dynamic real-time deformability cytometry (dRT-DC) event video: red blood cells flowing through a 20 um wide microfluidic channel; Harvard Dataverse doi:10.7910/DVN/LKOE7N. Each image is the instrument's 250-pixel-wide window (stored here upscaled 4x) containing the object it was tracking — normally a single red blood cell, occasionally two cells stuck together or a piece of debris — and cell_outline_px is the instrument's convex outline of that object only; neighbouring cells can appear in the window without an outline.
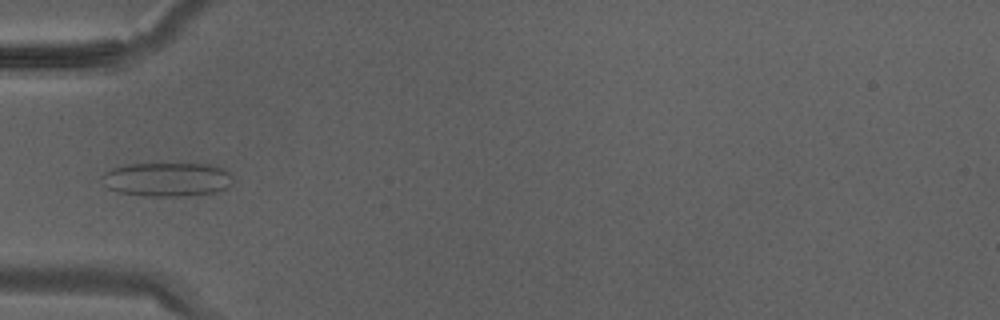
{"species": "Egyptian fruit bat (a non-hibernating species)", "species_latin": "Rousettus aegyptiacus", "temperature_condition": "warm", "stored_images_in_passage": 24, "camera_frame_rate_fps": 3000, "um_per_image_px": 0.085, "animal": {"sex": "male"}, "frame": {"image": 1, "passage_image": 1, "time_ms": 0.0, "image_size_px": [1000, 320], "cell_outline_px": [[232, 184], [228, 188], [216, 192], [184, 196], [144, 196], [120, 192], [108, 188], [100, 176], [104, 172], [112, 168], [124, 164], [212, 164], [224, 168], [232, 176]], "centroid_in_image_um": [14.22, 15.24], "position_along_channel_um": 70.8, "area_um2": 26.13}}
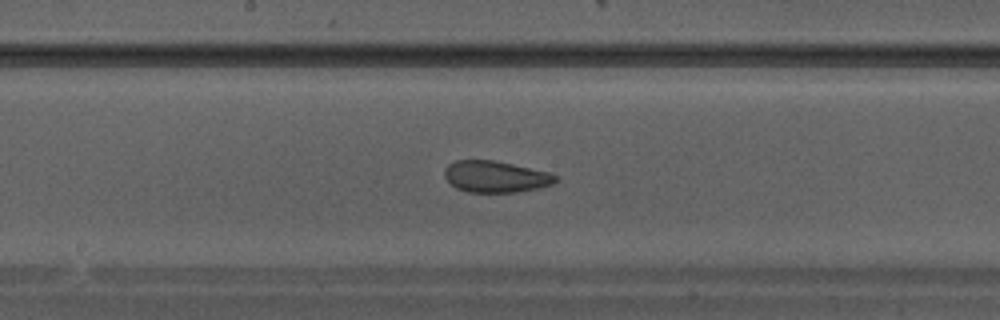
{"frame": {"image": 2, "passage_image": 8, "time_ms": 2.333, "image_size_px": [1000, 320], "cell_outline_px": [[560, 180], [552, 184], [540, 188], [516, 192], [468, 192], [456, 188], [444, 176], [444, 168], [448, 164], [456, 160], [492, 160], [512, 164], [548, 172], [560, 176]], "centroid_in_image_um": [42.15, 15.02], "position_along_channel_um": 206.0, "area_um2": 20.46}}
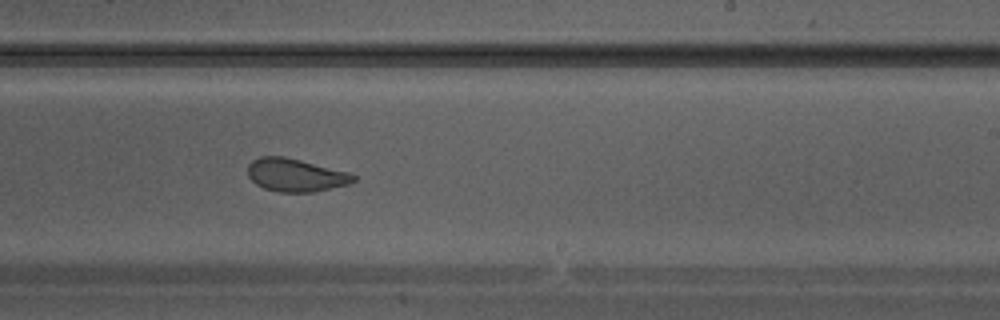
{"frame": {"image": 3, "passage_image": 11, "time_ms": 3.333, "image_size_px": [1000, 320], "cell_outline_px": [[356, 180], [348, 184], [312, 192], [280, 192], [264, 188], [256, 184], [248, 176], [248, 164], [252, 160], [260, 156], [284, 156], [352, 172], [356, 176]], "centroid_in_image_um": [25.14, 14.87], "position_along_channel_um": 263.9, "area_um2": 20.46}}